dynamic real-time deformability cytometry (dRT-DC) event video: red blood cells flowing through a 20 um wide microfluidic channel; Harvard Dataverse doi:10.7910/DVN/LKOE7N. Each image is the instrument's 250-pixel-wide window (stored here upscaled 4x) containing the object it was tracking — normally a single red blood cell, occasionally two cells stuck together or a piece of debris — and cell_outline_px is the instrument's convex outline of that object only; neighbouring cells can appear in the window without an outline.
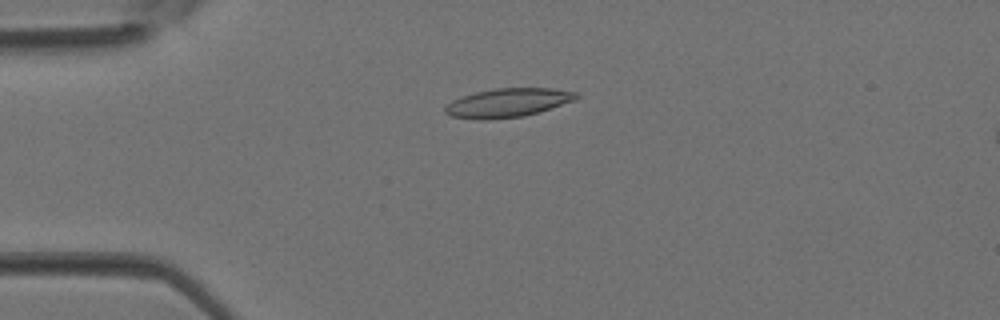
{"species": "Egyptian fruit bat (a non-hibernating species)", "species_latin": "Rousettus aegyptiacus", "temperature_condition": "room temperature", "stored_images_in_passage": 4, "camera_frame_rate_fps": 3000, "um_per_image_px": 0.085, "animal": {"sex": "female"}, "frame": {"image": 1, "passage_image": 4, "time_ms": 1.0, "image_size_px": [1000, 320], "cell_outline_px": [[580, 96], [576, 100], [540, 112], [524, 116], [488, 120], [480, 120], [452, 116], [444, 112], [444, 108], [452, 100], [460, 96], [476, 92], [496, 88], [552, 88], [576, 92]], "centroid_in_image_um": [43.18, 8.74], "position_along_channel_um": 41.8, "area_um2": 22.2}}